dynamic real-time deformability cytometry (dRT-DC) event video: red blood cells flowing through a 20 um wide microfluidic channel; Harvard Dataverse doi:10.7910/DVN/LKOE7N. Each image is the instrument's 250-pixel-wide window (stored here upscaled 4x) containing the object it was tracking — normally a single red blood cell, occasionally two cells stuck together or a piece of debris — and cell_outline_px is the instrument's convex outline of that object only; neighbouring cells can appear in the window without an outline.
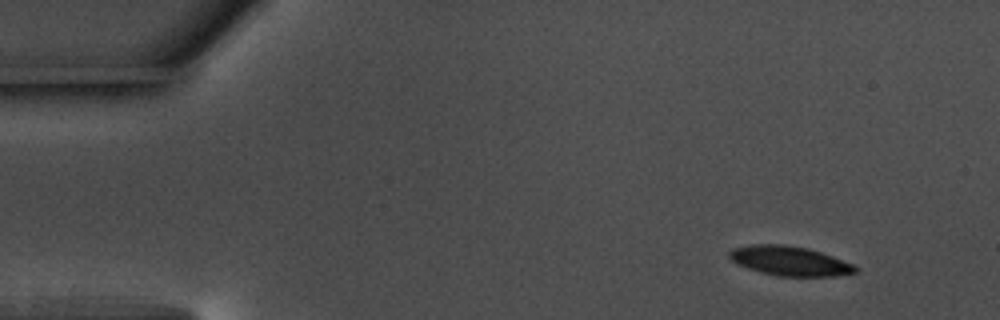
{"species": "common noctule bat (a hibernating species)", "species_latin": "Nyctalus noctula", "temperature_condition": "warm", "stored_images_in_passage": 51, "camera_frame_rate_fps": 3000, "um_per_image_px": 0.085, "animal": {"sex": "male", "body_mass_g": 17.5, "forearm_length_mm": 52.3}, "frame": {"image": 1, "passage_image": 1, "time_ms": 0.0, "image_size_px": [1000, 320], "cell_outline_px": [[856, 272], [836, 276], [780, 276], [748, 268], [732, 260], [728, 256], [728, 252], [732, 248], [752, 244], [784, 244], [808, 248], [832, 256], [852, 264], [856, 268]], "centroid_in_image_um": [67.1, 22.16], "position_along_channel_um": 17.9, "area_um2": 21.33}}
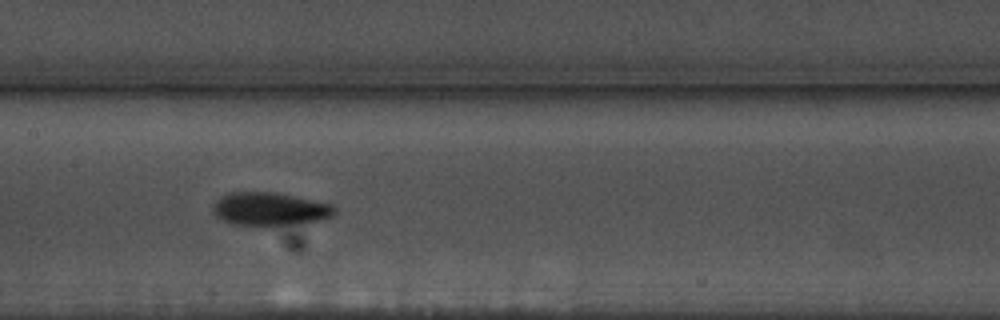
{"frame": {"image": 2, "passage_image": 23, "time_ms": 7.333, "image_size_px": [1000, 320], "cell_outline_px": [[336, 212], [332, 216], [320, 220], [272, 228], [260, 228], [228, 224], [216, 216], [212, 212], [212, 204], [220, 196], [228, 192], [276, 192], [332, 204], [336, 208]], "centroid_in_image_um": [22.87, 17.81], "position_along_channel_um": 184.5, "area_um2": 24.62}}
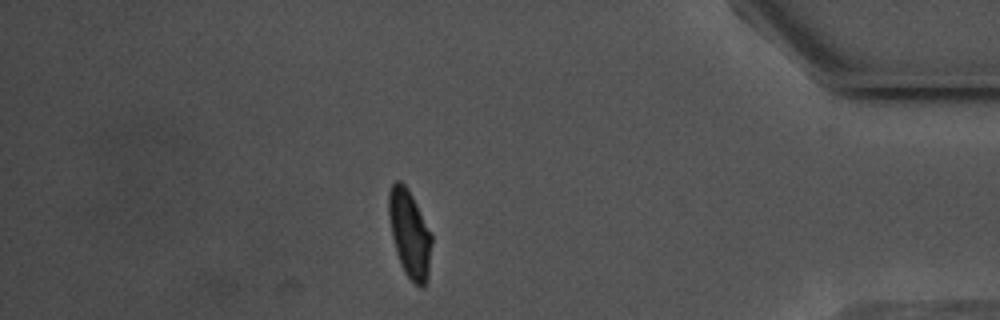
{"frame": {"image": 3, "passage_image": 44, "time_ms": 14.333, "image_size_px": [1000, 320], "cell_outline_px": [[432, 244], [428, 280], [420, 288], [404, 272], [400, 264], [396, 252], [392, 236], [388, 216], [388, 192], [392, 184], [396, 180], [400, 180], [408, 188], [432, 236]], "centroid_in_image_um": [34.8, 19.87], "position_along_channel_um": 400.4, "area_um2": 21.85}, "authors_computed_cell_mechanics": {"area_um2": 22.1374, "velocity_mm_per_s": 3.646, "shape_relaxation_time_tau1_ms": 3.0423, "shape_relaxation_time_tau2_ms": 2.8161, "deformation_change_tau1": 0.1232, "deformation_change_tau2": 0.068}}